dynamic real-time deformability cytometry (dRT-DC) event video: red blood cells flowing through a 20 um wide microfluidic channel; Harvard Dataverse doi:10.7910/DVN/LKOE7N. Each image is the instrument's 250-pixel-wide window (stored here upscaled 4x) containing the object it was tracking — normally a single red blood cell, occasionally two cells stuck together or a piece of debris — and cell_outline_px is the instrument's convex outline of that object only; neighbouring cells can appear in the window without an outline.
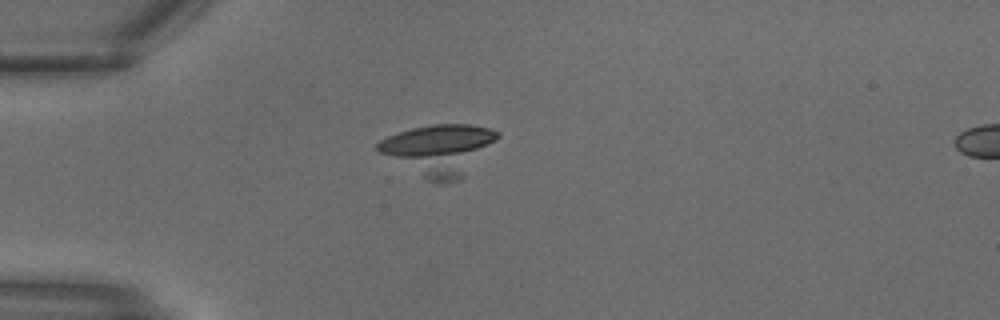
{"species": "common noctule bat (a hibernating species)", "species_latin": "Nyctalus noctula", "temperature_condition": "warm", "stored_images_in_passage": 7, "camera_frame_rate_fps": 3000, "um_per_image_px": 0.085, "animal": {"sex": "male", "body_mass_g": 18.8}, "frame": {"image": 1, "passage_image": 4, "time_ms": 1.0, "image_size_px": [1000, 320], "cell_outline_px": [[500, 136], [460, 180], [440, 184], [436, 184], [428, 180], [380, 152], [376, 148], [376, 144], [380, 140], [388, 136], [412, 128], [432, 124], [468, 124], [488, 128], [500, 132]], "centroid_in_image_um": [37.33, 12.72], "position_along_channel_um": 47.7, "area_um2": 34.8}}